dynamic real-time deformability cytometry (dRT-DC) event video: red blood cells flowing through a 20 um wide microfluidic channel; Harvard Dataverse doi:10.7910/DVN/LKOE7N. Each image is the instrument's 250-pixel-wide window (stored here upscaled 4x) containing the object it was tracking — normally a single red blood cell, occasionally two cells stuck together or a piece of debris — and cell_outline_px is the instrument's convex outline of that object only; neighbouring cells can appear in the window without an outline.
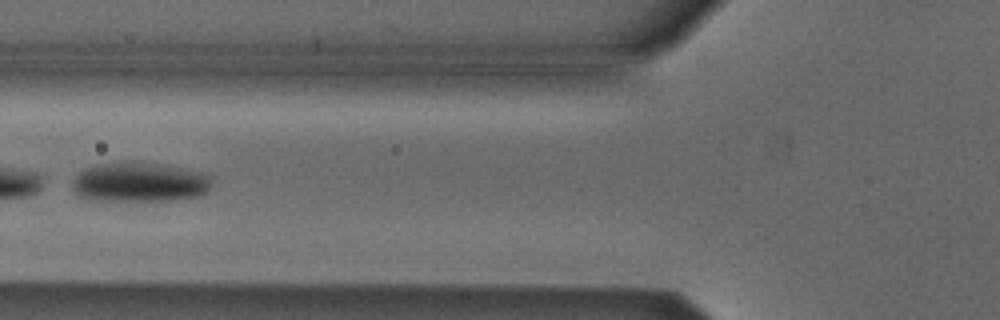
{"species": "Egyptian fruit bat (a non-hibernating species)", "species_latin": "Rousettus aegyptiacus", "temperature_condition": "cold", "stored_images_in_passage": 6, "camera_frame_rate_fps": 3000, "um_per_image_px": 0.085, "animal": {"sex": "male"}, "frame": {"image": 1, "passage_image": 5, "time_ms": 1.333, "image_size_px": [1000, 320], "cell_outline_px": [[212, 176], [208, 192], [200, 196], [172, 200], [88, 200], [76, 196], [72, 188], [72, 180], [84, 168], [100, 164], [124, 160], [144, 160], [184, 168], [200, 172]], "centroid_in_image_um": [11.84, 15.46], "position_along_channel_um": 114.0, "area_um2": 33.06}}
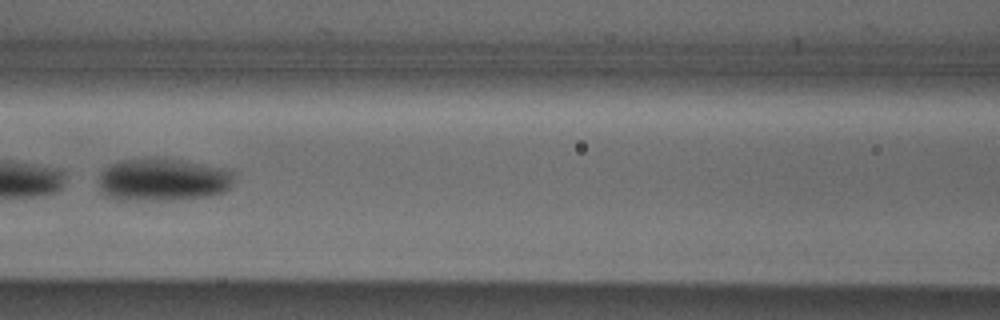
{"frame": {"image": 2, "passage_image": 6, "time_ms": 1.667, "image_size_px": [1000, 320], "cell_outline_px": [[232, 184], [224, 192], [208, 196], [184, 200], [116, 200], [104, 196], [100, 192], [100, 172], [104, 168], [120, 160], [156, 156], [164, 156], [224, 168], [232, 172]], "centroid_in_image_um": [13.81, 15.26], "position_along_channel_um": 152.8, "area_um2": 34.62}}